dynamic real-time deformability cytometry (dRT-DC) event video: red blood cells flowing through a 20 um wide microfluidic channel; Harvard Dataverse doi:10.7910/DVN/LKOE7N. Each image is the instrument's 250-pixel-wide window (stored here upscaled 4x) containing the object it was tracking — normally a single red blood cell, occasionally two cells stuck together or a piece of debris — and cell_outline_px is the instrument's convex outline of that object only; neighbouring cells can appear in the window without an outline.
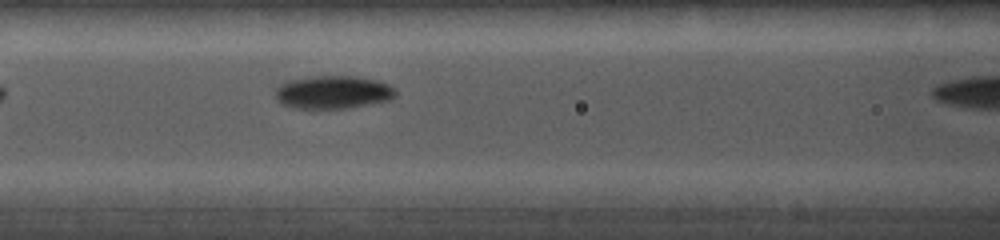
{"species": "common noctule bat (a hibernating species)", "species_latin": "Nyctalus noctula", "temperature_condition": "cold", "stored_images_in_passage": 11, "camera_frame_rate_fps": 5000, "um_per_image_px": 0.085, "animal": {"sex": "female", "body_mass_g": 19.0, "forearm_length_mm": 56.7}, "frame": {"image": 1, "passage_image": 5, "time_ms": 1.8, "image_size_px": [1000, 240], "cell_outline_px": [[396, 96], [392, 100], [348, 108], [292, 108], [280, 104], [276, 96], [276, 88], [280, 84], [288, 80], [308, 76], [356, 76], [376, 80], [388, 84], [396, 88]], "centroid_in_image_um": [28.32, 7.83], "position_along_channel_um": 138.3, "area_um2": 23.47}}